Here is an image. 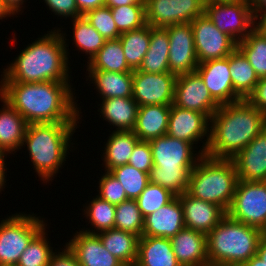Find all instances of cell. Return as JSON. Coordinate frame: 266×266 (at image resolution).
<instances>
[{"mask_svg":"<svg viewBox=\"0 0 266 266\" xmlns=\"http://www.w3.org/2000/svg\"><path fill=\"white\" fill-rule=\"evenodd\" d=\"M150 38L151 26L148 24L140 29L121 33L119 40L124 51L126 62L132 70L140 67L148 51Z\"/></svg>","mask_w":266,"mask_h":266,"instance_id":"obj_33","label":"cell"},{"mask_svg":"<svg viewBox=\"0 0 266 266\" xmlns=\"http://www.w3.org/2000/svg\"><path fill=\"white\" fill-rule=\"evenodd\" d=\"M177 75L171 72L146 73L133 70L132 98L138 106L167 105L174 101Z\"/></svg>","mask_w":266,"mask_h":266,"instance_id":"obj_12","label":"cell"},{"mask_svg":"<svg viewBox=\"0 0 266 266\" xmlns=\"http://www.w3.org/2000/svg\"><path fill=\"white\" fill-rule=\"evenodd\" d=\"M45 227L33 215L15 214L0 223V265L16 266L31 240Z\"/></svg>","mask_w":266,"mask_h":266,"instance_id":"obj_7","label":"cell"},{"mask_svg":"<svg viewBox=\"0 0 266 266\" xmlns=\"http://www.w3.org/2000/svg\"><path fill=\"white\" fill-rule=\"evenodd\" d=\"M138 107L132 97L109 98L102 99L99 112L104 120L116 127L115 131H133Z\"/></svg>","mask_w":266,"mask_h":266,"instance_id":"obj_27","label":"cell"},{"mask_svg":"<svg viewBox=\"0 0 266 266\" xmlns=\"http://www.w3.org/2000/svg\"><path fill=\"white\" fill-rule=\"evenodd\" d=\"M99 196L101 199L111 204L117 205L128 200L125 190L120 182L110 173L105 171V175L99 180Z\"/></svg>","mask_w":266,"mask_h":266,"instance_id":"obj_44","label":"cell"},{"mask_svg":"<svg viewBox=\"0 0 266 266\" xmlns=\"http://www.w3.org/2000/svg\"><path fill=\"white\" fill-rule=\"evenodd\" d=\"M127 5H145L144 0H106L105 6L114 8Z\"/></svg>","mask_w":266,"mask_h":266,"instance_id":"obj_51","label":"cell"},{"mask_svg":"<svg viewBox=\"0 0 266 266\" xmlns=\"http://www.w3.org/2000/svg\"><path fill=\"white\" fill-rule=\"evenodd\" d=\"M178 198L183 207L185 228L204 234L212 231L227 214L220 206L190 196L187 192Z\"/></svg>","mask_w":266,"mask_h":266,"instance_id":"obj_19","label":"cell"},{"mask_svg":"<svg viewBox=\"0 0 266 266\" xmlns=\"http://www.w3.org/2000/svg\"><path fill=\"white\" fill-rule=\"evenodd\" d=\"M253 15L266 12V0H250Z\"/></svg>","mask_w":266,"mask_h":266,"instance_id":"obj_52","label":"cell"},{"mask_svg":"<svg viewBox=\"0 0 266 266\" xmlns=\"http://www.w3.org/2000/svg\"><path fill=\"white\" fill-rule=\"evenodd\" d=\"M5 156L7 155H0V192L2 191L1 189L4 188L5 186V171L7 170V168L5 169Z\"/></svg>","mask_w":266,"mask_h":266,"instance_id":"obj_55","label":"cell"},{"mask_svg":"<svg viewBox=\"0 0 266 266\" xmlns=\"http://www.w3.org/2000/svg\"><path fill=\"white\" fill-rule=\"evenodd\" d=\"M15 15L10 8L5 4L3 0H0V19L2 20L3 18L7 16Z\"/></svg>","mask_w":266,"mask_h":266,"instance_id":"obj_57","label":"cell"},{"mask_svg":"<svg viewBox=\"0 0 266 266\" xmlns=\"http://www.w3.org/2000/svg\"><path fill=\"white\" fill-rule=\"evenodd\" d=\"M128 164L149 174L153 167L152 150L149 141L139 140L137 142Z\"/></svg>","mask_w":266,"mask_h":266,"instance_id":"obj_45","label":"cell"},{"mask_svg":"<svg viewBox=\"0 0 266 266\" xmlns=\"http://www.w3.org/2000/svg\"><path fill=\"white\" fill-rule=\"evenodd\" d=\"M262 235L259 228L226 214L206 235L209 266H241L257 254Z\"/></svg>","mask_w":266,"mask_h":266,"instance_id":"obj_5","label":"cell"},{"mask_svg":"<svg viewBox=\"0 0 266 266\" xmlns=\"http://www.w3.org/2000/svg\"><path fill=\"white\" fill-rule=\"evenodd\" d=\"M237 48L244 54L258 78L266 77V38L253 29Z\"/></svg>","mask_w":266,"mask_h":266,"instance_id":"obj_35","label":"cell"},{"mask_svg":"<svg viewBox=\"0 0 266 266\" xmlns=\"http://www.w3.org/2000/svg\"><path fill=\"white\" fill-rule=\"evenodd\" d=\"M258 20V23L256 22ZM254 29L266 38V12L254 16Z\"/></svg>","mask_w":266,"mask_h":266,"instance_id":"obj_50","label":"cell"},{"mask_svg":"<svg viewBox=\"0 0 266 266\" xmlns=\"http://www.w3.org/2000/svg\"><path fill=\"white\" fill-rule=\"evenodd\" d=\"M152 150L153 167L194 168L203 154H194L190 143L165 134L149 141ZM197 157V159H196Z\"/></svg>","mask_w":266,"mask_h":266,"instance_id":"obj_16","label":"cell"},{"mask_svg":"<svg viewBox=\"0 0 266 266\" xmlns=\"http://www.w3.org/2000/svg\"><path fill=\"white\" fill-rule=\"evenodd\" d=\"M0 96L33 123L78 122L77 102L68 82H0Z\"/></svg>","mask_w":266,"mask_h":266,"instance_id":"obj_1","label":"cell"},{"mask_svg":"<svg viewBox=\"0 0 266 266\" xmlns=\"http://www.w3.org/2000/svg\"><path fill=\"white\" fill-rule=\"evenodd\" d=\"M110 173L123 186L128 199H137L150 183L148 173L138 170L129 164L116 167Z\"/></svg>","mask_w":266,"mask_h":266,"instance_id":"obj_39","label":"cell"},{"mask_svg":"<svg viewBox=\"0 0 266 266\" xmlns=\"http://www.w3.org/2000/svg\"><path fill=\"white\" fill-rule=\"evenodd\" d=\"M171 106L144 105L138 107L135 135L142 141H151L167 133Z\"/></svg>","mask_w":266,"mask_h":266,"instance_id":"obj_24","label":"cell"},{"mask_svg":"<svg viewBox=\"0 0 266 266\" xmlns=\"http://www.w3.org/2000/svg\"><path fill=\"white\" fill-rule=\"evenodd\" d=\"M96 234L103 246L123 264L137 260L139 240L137 235L116 228Z\"/></svg>","mask_w":266,"mask_h":266,"instance_id":"obj_30","label":"cell"},{"mask_svg":"<svg viewBox=\"0 0 266 266\" xmlns=\"http://www.w3.org/2000/svg\"><path fill=\"white\" fill-rule=\"evenodd\" d=\"M87 71L102 99L132 97L133 72Z\"/></svg>","mask_w":266,"mask_h":266,"instance_id":"obj_26","label":"cell"},{"mask_svg":"<svg viewBox=\"0 0 266 266\" xmlns=\"http://www.w3.org/2000/svg\"><path fill=\"white\" fill-rule=\"evenodd\" d=\"M227 214L232 219L263 230L266 227V181L238 180Z\"/></svg>","mask_w":266,"mask_h":266,"instance_id":"obj_9","label":"cell"},{"mask_svg":"<svg viewBox=\"0 0 266 266\" xmlns=\"http://www.w3.org/2000/svg\"><path fill=\"white\" fill-rule=\"evenodd\" d=\"M90 203L85 207L86 209L84 210V214H86V217L89 219V223H91L97 232L95 229H92V231L89 229L83 231L96 234L114 228L116 205L101 199L99 196L93 198Z\"/></svg>","mask_w":266,"mask_h":266,"instance_id":"obj_37","label":"cell"},{"mask_svg":"<svg viewBox=\"0 0 266 266\" xmlns=\"http://www.w3.org/2000/svg\"><path fill=\"white\" fill-rule=\"evenodd\" d=\"M229 66L234 92L241 99H247L259 81L258 76L238 48L229 55Z\"/></svg>","mask_w":266,"mask_h":266,"instance_id":"obj_31","label":"cell"},{"mask_svg":"<svg viewBox=\"0 0 266 266\" xmlns=\"http://www.w3.org/2000/svg\"><path fill=\"white\" fill-rule=\"evenodd\" d=\"M169 36V72L180 75L195 72L198 59L190 23H180L165 27Z\"/></svg>","mask_w":266,"mask_h":266,"instance_id":"obj_15","label":"cell"},{"mask_svg":"<svg viewBox=\"0 0 266 266\" xmlns=\"http://www.w3.org/2000/svg\"><path fill=\"white\" fill-rule=\"evenodd\" d=\"M86 20L101 34L105 40L118 39V31L110 7L103 6L86 12Z\"/></svg>","mask_w":266,"mask_h":266,"instance_id":"obj_43","label":"cell"},{"mask_svg":"<svg viewBox=\"0 0 266 266\" xmlns=\"http://www.w3.org/2000/svg\"><path fill=\"white\" fill-rule=\"evenodd\" d=\"M231 160L238 180L266 181V128Z\"/></svg>","mask_w":266,"mask_h":266,"instance_id":"obj_18","label":"cell"},{"mask_svg":"<svg viewBox=\"0 0 266 266\" xmlns=\"http://www.w3.org/2000/svg\"><path fill=\"white\" fill-rule=\"evenodd\" d=\"M237 183L238 175L231 159H214L203 155L190 173L187 193L214 203L227 213Z\"/></svg>","mask_w":266,"mask_h":266,"instance_id":"obj_6","label":"cell"},{"mask_svg":"<svg viewBox=\"0 0 266 266\" xmlns=\"http://www.w3.org/2000/svg\"><path fill=\"white\" fill-rule=\"evenodd\" d=\"M79 12L84 15L86 12L105 6L106 0H75Z\"/></svg>","mask_w":266,"mask_h":266,"instance_id":"obj_49","label":"cell"},{"mask_svg":"<svg viewBox=\"0 0 266 266\" xmlns=\"http://www.w3.org/2000/svg\"><path fill=\"white\" fill-rule=\"evenodd\" d=\"M79 122L28 124L23 145H27L35 172L44 182L52 181L66 161L70 140ZM25 142V143H24Z\"/></svg>","mask_w":266,"mask_h":266,"instance_id":"obj_4","label":"cell"},{"mask_svg":"<svg viewBox=\"0 0 266 266\" xmlns=\"http://www.w3.org/2000/svg\"><path fill=\"white\" fill-rule=\"evenodd\" d=\"M49 10L54 12L55 15L62 17H71L75 19L83 16L76 5L75 0H44Z\"/></svg>","mask_w":266,"mask_h":266,"instance_id":"obj_46","label":"cell"},{"mask_svg":"<svg viewBox=\"0 0 266 266\" xmlns=\"http://www.w3.org/2000/svg\"><path fill=\"white\" fill-rule=\"evenodd\" d=\"M193 168H160L152 167L149 181L179 196L187 192L190 173Z\"/></svg>","mask_w":266,"mask_h":266,"instance_id":"obj_34","label":"cell"},{"mask_svg":"<svg viewBox=\"0 0 266 266\" xmlns=\"http://www.w3.org/2000/svg\"><path fill=\"white\" fill-rule=\"evenodd\" d=\"M211 1H234V0H204L205 3L211 2Z\"/></svg>","mask_w":266,"mask_h":266,"instance_id":"obj_59","label":"cell"},{"mask_svg":"<svg viewBox=\"0 0 266 266\" xmlns=\"http://www.w3.org/2000/svg\"><path fill=\"white\" fill-rule=\"evenodd\" d=\"M4 103L0 109V153L16 152L21 149L28 126L24 117L0 96Z\"/></svg>","mask_w":266,"mask_h":266,"instance_id":"obj_23","label":"cell"},{"mask_svg":"<svg viewBox=\"0 0 266 266\" xmlns=\"http://www.w3.org/2000/svg\"><path fill=\"white\" fill-rule=\"evenodd\" d=\"M190 24L198 63L226 58L237 48V42L220 31L205 13Z\"/></svg>","mask_w":266,"mask_h":266,"instance_id":"obj_10","label":"cell"},{"mask_svg":"<svg viewBox=\"0 0 266 266\" xmlns=\"http://www.w3.org/2000/svg\"><path fill=\"white\" fill-rule=\"evenodd\" d=\"M5 4L10 8V10L16 15L23 5L24 0H3Z\"/></svg>","mask_w":266,"mask_h":266,"instance_id":"obj_54","label":"cell"},{"mask_svg":"<svg viewBox=\"0 0 266 266\" xmlns=\"http://www.w3.org/2000/svg\"><path fill=\"white\" fill-rule=\"evenodd\" d=\"M241 266H266V263L256 254Z\"/></svg>","mask_w":266,"mask_h":266,"instance_id":"obj_56","label":"cell"},{"mask_svg":"<svg viewBox=\"0 0 266 266\" xmlns=\"http://www.w3.org/2000/svg\"><path fill=\"white\" fill-rule=\"evenodd\" d=\"M176 195L160 185L149 183L136 199L143 217L171 202Z\"/></svg>","mask_w":266,"mask_h":266,"instance_id":"obj_42","label":"cell"},{"mask_svg":"<svg viewBox=\"0 0 266 266\" xmlns=\"http://www.w3.org/2000/svg\"><path fill=\"white\" fill-rule=\"evenodd\" d=\"M173 104L206 114L209 118L220 107L212 98L202 78L195 71L177 75Z\"/></svg>","mask_w":266,"mask_h":266,"instance_id":"obj_13","label":"cell"},{"mask_svg":"<svg viewBox=\"0 0 266 266\" xmlns=\"http://www.w3.org/2000/svg\"><path fill=\"white\" fill-rule=\"evenodd\" d=\"M264 234H266V227L262 230Z\"/></svg>","mask_w":266,"mask_h":266,"instance_id":"obj_60","label":"cell"},{"mask_svg":"<svg viewBox=\"0 0 266 266\" xmlns=\"http://www.w3.org/2000/svg\"><path fill=\"white\" fill-rule=\"evenodd\" d=\"M247 100L266 115V77L259 78V81Z\"/></svg>","mask_w":266,"mask_h":266,"instance_id":"obj_47","label":"cell"},{"mask_svg":"<svg viewBox=\"0 0 266 266\" xmlns=\"http://www.w3.org/2000/svg\"><path fill=\"white\" fill-rule=\"evenodd\" d=\"M144 217L136 199H128L116 205L114 228L142 237Z\"/></svg>","mask_w":266,"mask_h":266,"instance_id":"obj_38","label":"cell"},{"mask_svg":"<svg viewBox=\"0 0 266 266\" xmlns=\"http://www.w3.org/2000/svg\"><path fill=\"white\" fill-rule=\"evenodd\" d=\"M139 138L133 131H113L103 153L105 171L128 164L129 158Z\"/></svg>","mask_w":266,"mask_h":266,"instance_id":"obj_29","label":"cell"},{"mask_svg":"<svg viewBox=\"0 0 266 266\" xmlns=\"http://www.w3.org/2000/svg\"><path fill=\"white\" fill-rule=\"evenodd\" d=\"M196 72L200 75L213 100L219 106L241 100L234 92L229 56L199 63Z\"/></svg>","mask_w":266,"mask_h":266,"instance_id":"obj_17","label":"cell"},{"mask_svg":"<svg viewBox=\"0 0 266 266\" xmlns=\"http://www.w3.org/2000/svg\"><path fill=\"white\" fill-rule=\"evenodd\" d=\"M44 227L25 248L16 266H48L54 253ZM48 241V242H47ZM49 244V245H48Z\"/></svg>","mask_w":266,"mask_h":266,"instance_id":"obj_40","label":"cell"},{"mask_svg":"<svg viewBox=\"0 0 266 266\" xmlns=\"http://www.w3.org/2000/svg\"><path fill=\"white\" fill-rule=\"evenodd\" d=\"M87 63V70L133 72L126 62L119 38L106 40L104 46Z\"/></svg>","mask_w":266,"mask_h":266,"instance_id":"obj_32","label":"cell"},{"mask_svg":"<svg viewBox=\"0 0 266 266\" xmlns=\"http://www.w3.org/2000/svg\"><path fill=\"white\" fill-rule=\"evenodd\" d=\"M169 48L167 30L151 26L149 48L138 70L153 74L169 72Z\"/></svg>","mask_w":266,"mask_h":266,"instance_id":"obj_28","label":"cell"},{"mask_svg":"<svg viewBox=\"0 0 266 266\" xmlns=\"http://www.w3.org/2000/svg\"><path fill=\"white\" fill-rule=\"evenodd\" d=\"M185 228L183 207L178 196L144 217L142 236L171 238Z\"/></svg>","mask_w":266,"mask_h":266,"instance_id":"obj_21","label":"cell"},{"mask_svg":"<svg viewBox=\"0 0 266 266\" xmlns=\"http://www.w3.org/2000/svg\"><path fill=\"white\" fill-rule=\"evenodd\" d=\"M170 241L177 261L182 266H209L206 234L183 228Z\"/></svg>","mask_w":266,"mask_h":266,"instance_id":"obj_22","label":"cell"},{"mask_svg":"<svg viewBox=\"0 0 266 266\" xmlns=\"http://www.w3.org/2000/svg\"><path fill=\"white\" fill-rule=\"evenodd\" d=\"M257 255L266 263V234L264 233L258 245Z\"/></svg>","mask_w":266,"mask_h":266,"instance_id":"obj_53","label":"cell"},{"mask_svg":"<svg viewBox=\"0 0 266 266\" xmlns=\"http://www.w3.org/2000/svg\"><path fill=\"white\" fill-rule=\"evenodd\" d=\"M56 29L28 44L15 61L3 69L1 82H69L65 33ZM65 38V40H64Z\"/></svg>","mask_w":266,"mask_h":266,"instance_id":"obj_3","label":"cell"},{"mask_svg":"<svg viewBox=\"0 0 266 266\" xmlns=\"http://www.w3.org/2000/svg\"><path fill=\"white\" fill-rule=\"evenodd\" d=\"M56 253V254H55ZM48 266H81L74 253L66 245L62 252H54Z\"/></svg>","mask_w":266,"mask_h":266,"instance_id":"obj_48","label":"cell"},{"mask_svg":"<svg viewBox=\"0 0 266 266\" xmlns=\"http://www.w3.org/2000/svg\"><path fill=\"white\" fill-rule=\"evenodd\" d=\"M81 266H123L102 244L97 234L80 230L66 244Z\"/></svg>","mask_w":266,"mask_h":266,"instance_id":"obj_20","label":"cell"},{"mask_svg":"<svg viewBox=\"0 0 266 266\" xmlns=\"http://www.w3.org/2000/svg\"><path fill=\"white\" fill-rule=\"evenodd\" d=\"M210 118L203 113L183 109L174 104L171 105V110L168 119L167 135L190 143L196 144V141H201L206 136L207 139L201 148V153L205 155L210 139Z\"/></svg>","mask_w":266,"mask_h":266,"instance_id":"obj_14","label":"cell"},{"mask_svg":"<svg viewBox=\"0 0 266 266\" xmlns=\"http://www.w3.org/2000/svg\"><path fill=\"white\" fill-rule=\"evenodd\" d=\"M205 155L232 159L266 128V115L247 99L222 105L210 118Z\"/></svg>","mask_w":266,"mask_h":266,"instance_id":"obj_2","label":"cell"},{"mask_svg":"<svg viewBox=\"0 0 266 266\" xmlns=\"http://www.w3.org/2000/svg\"><path fill=\"white\" fill-rule=\"evenodd\" d=\"M146 23L165 28L180 23H191L204 14V0H144Z\"/></svg>","mask_w":266,"mask_h":266,"instance_id":"obj_11","label":"cell"},{"mask_svg":"<svg viewBox=\"0 0 266 266\" xmlns=\"http://www.w3.org/2000/svg\"><path fill=\"white\" fill-rule=\"evenodd\" d=\"M123 266H142V265L139 264L137 261H134L127 264H123Z\"/></svg>","mask_w":266,"mask_h":266,"instance_id":"obj_58","label":"cell"},{"mask_svg":"<svg viewBox=\"0 0 266 266\" xmlns=\"http://www.w3.org/2000/svg\"><path fill=\"white\" fill-rule=\"evenodd\" d=\"M136 261L142 266H182L173 252L170 238L163 237H140Z\"/></svg>","mask_w":266,"mask_h":266,"instance_id":"obj_25","label":"cell"},{"mask_svg":"<svg viewBox=\"0 0 266 266\" xmlns=\"http://www.w3.org/2000/svg\"><path fill=\"white\" fill-rule=\"evenodd\" d=\"M206 16L237 43L254 29L250 0L211 1L205 3Z\"/></svg>","mask_w":266,"mask_h":266,"instance_id":"obj_8","label":"cell"},{"mask_svg":"<svg viewBox=\"0 0 266 266\" xmlns=\"http://www.w3.org/2000/svg\"><path fill=\"white\" fill-rule=\"evenodd\" d=\"M73 40L78 50L89 54L90 61L104 46L106 40L84 16L73 19Z\"/></svg>","mask_w":266,"mask_h":266,"instance_id":"obj_36","label":"cell"},{"mask_svg":"<svg viewBox=\"0 0 266 266\" xmlns=\"http://www.w3.org/2000/svg\"><path fill=\"white\" fill-rule=\"evenodd\" d=\"M110 9L120 33L137 30L147 25L145 5H127Z\"/></svg>","mask_w":266,"mask_h":266,"instance_id":"obj_41","label":"cell"}]
</instances>
